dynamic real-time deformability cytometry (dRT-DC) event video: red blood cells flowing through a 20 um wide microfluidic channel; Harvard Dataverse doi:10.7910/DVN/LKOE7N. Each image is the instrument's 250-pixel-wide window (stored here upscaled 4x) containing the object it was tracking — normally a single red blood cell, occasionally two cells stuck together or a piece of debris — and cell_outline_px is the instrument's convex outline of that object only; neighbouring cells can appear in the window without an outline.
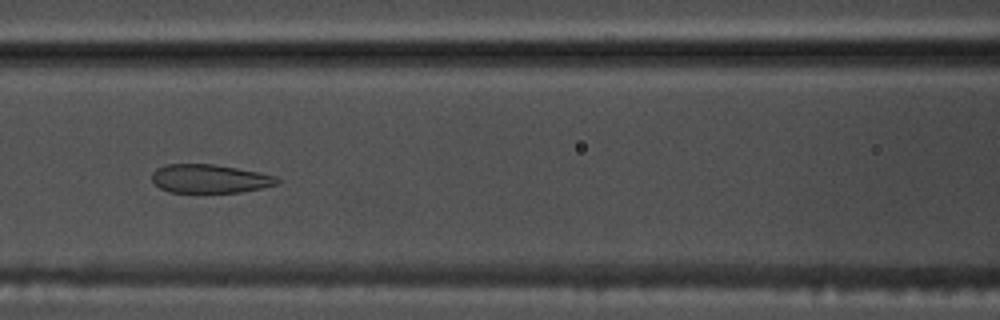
{"species": "common noctule bat (a hibernating species)", "species_latin": "Nyctalus noctula", "temperature_condition": "warm", "stored_images_in_passage": 39, "camera_frame_rate_fps": 3000, "um_per_image_px": 0.085, "animal": {"sex": "male", "body_mass_g": 17.5, "forearm_length_mm": 52.3}, "frame": {"image": 1, "passage_image": 9, "time_ms": 2.667, "image_size_px": [1000, 320], "cell_outline_px": [[280, 180], [276, 184], [260, 188], [240, 192], [168, 192], [160, 188], [152, 180], [152, 172], [156, 168], [164, 164], [216, 164], [260, 172], [276, 176]], "centroid_in_image_um": [17.8, 15.18], "position_along_channel_um": 148.8, "area_um2": 20.92}}
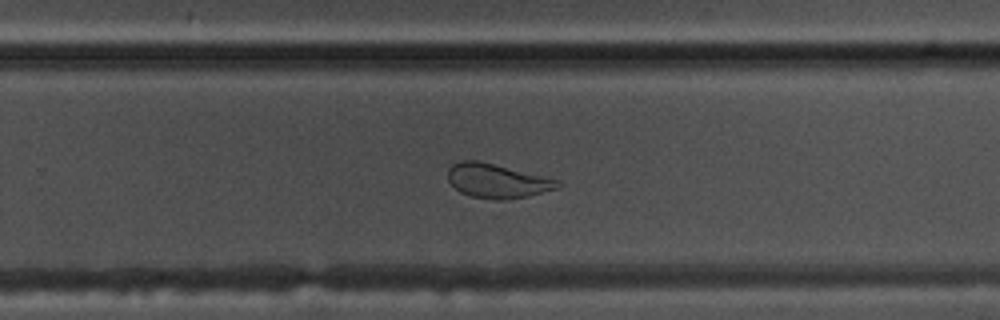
{"frame": {"image": 2, "passage_image": 20, "time_ms": 6.333, "image_size_px": [1000, 320], "cell_outline_px": [[564, 184], [560, 188], [528, 196], [504, 200], [492, 200], [472, 196], [460, 192], [448, 180], [448, 168], [452, 164], [460, 160], [480, 160], [560, 180]], "centroid_in_image_um": [42.29, 15.37], "position_along_channel_um": 287.5, "area_um2": 22.2}}
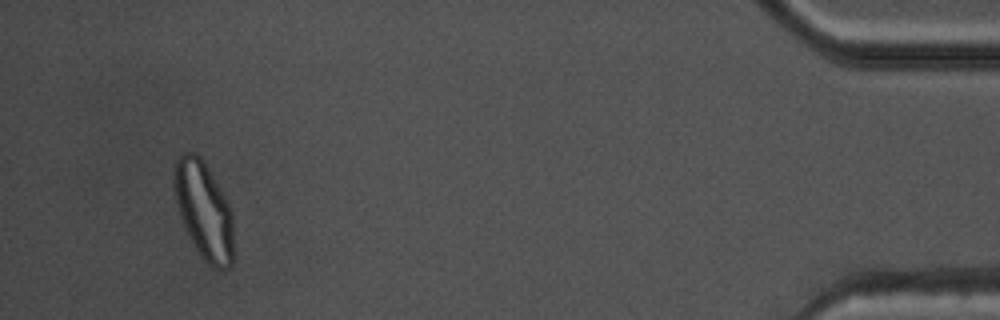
{"frame": {"image": 3, "passage_image": 36, "time_ms": 11.667, "image_size_px": [1000, 320], "cell_outline_px": [[232, 264], [228, 268], [220, 272], [212, 268], [200, 256], [180, 216], [176, 200], [172, 180], [172, 172], [176, 156], [180, 152], [196, 152], [204, 160], [224, 196], [232, 212]], "centroid_in_image_um": [17.3, 17.84], "position_along_channel_um": 417.9, "area_um2": 33.93}, "authors_computed_cell_mechanics": {"area_um2": 23.3512, "velocity_mm_per_s": 3.7972, "shape_relaxation_time_tau1_ms": null, "shape_relaxation_time_tau2_ms": 1.0897, "deformation_change_tau1": null, "deformation_change_tau2": 0.0791}}